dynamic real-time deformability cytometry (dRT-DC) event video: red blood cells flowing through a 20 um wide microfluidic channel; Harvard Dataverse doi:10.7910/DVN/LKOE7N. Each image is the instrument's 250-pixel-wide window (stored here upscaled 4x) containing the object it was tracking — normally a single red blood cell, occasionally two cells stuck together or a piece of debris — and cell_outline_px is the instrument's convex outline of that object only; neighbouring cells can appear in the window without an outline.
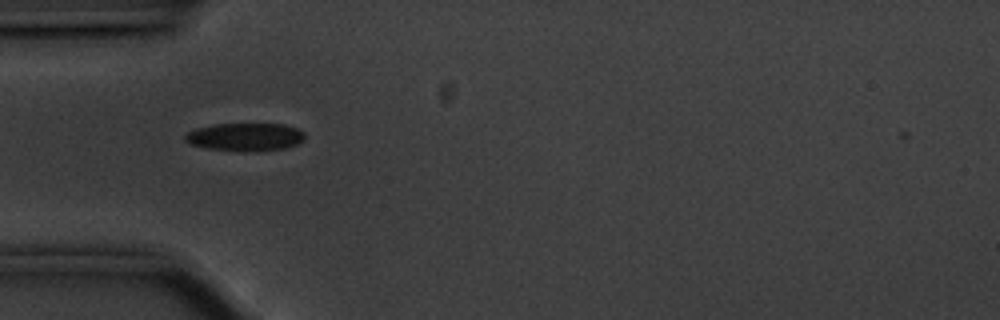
{"species": "common noctule bat (a hibernating species)", "species_latin": "Nyctalus noctula", "temperature_condition": "cold", "stored_images_in_passage": 32, "camera_frame_rate_fps": 3000, "um_per_image_px": 0.085, "animal": {"sex": "male", "body_mass_g": 20.1, "forearm_length_mm": 53.5}, "frame": {"image": 1, "passage_image": 1, "time_ms": 0.0, "image_size_px": [1000, 320], "cell_outline_px": [[304, 140], [296, 144], [284, 148], [244, 152], [208, 148], [192, 144], [184, 140], [184, 136], [188, 132], [196, 128], [216, 124], [284, 124], [296, 128], [304, 132]], "centroid_in_image_um": [20.84, 11.64], "position_along_channel_um": 64.2, "area_um2": 19.36}}
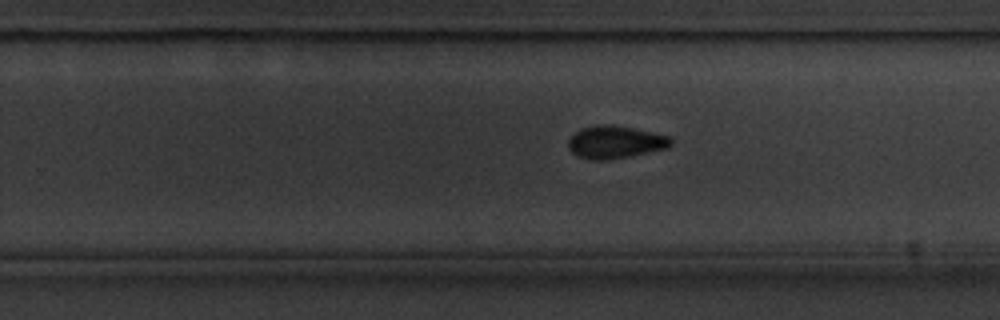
{"frame": {"image": 2, "passage_image": 19, "time_ms": 6.0, "image_size_px": [1000, 320], "cell_outline_px": [[672, 144], [668, 148], [628, 156], [600, 160], [592, 160], [576, 156], [568, 148], [568, 140], [580, 128], [596, 124], [612, 124], [652, 132], [668, 136], [672, 140]], "centroid_in_image_um": [52.26, 12.06], "position_along_channel_um": 277.5, "area_um2": 19.42}}
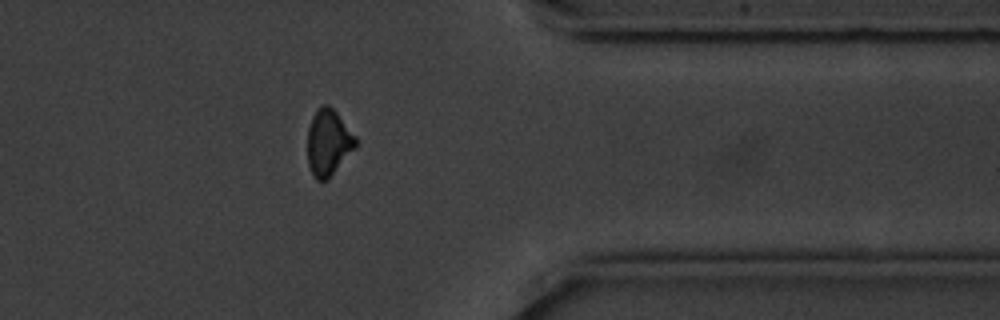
{"frame": {"image": 3, "passage_image": 29, "time_ms": 9.333, "image_size_px": [1000, 320], "cell_outline_px": [[356, 148], [328, 180], [316, 180], [308, 164], [308, 128], [312, 116], [316, 108], [320, 104], [328, 104], [336, 112], [356, 136]], "centroid_in_image_um": [27.91, 12.1], "position_along_channel_um": 383.5, "area_um2": 18.73}}